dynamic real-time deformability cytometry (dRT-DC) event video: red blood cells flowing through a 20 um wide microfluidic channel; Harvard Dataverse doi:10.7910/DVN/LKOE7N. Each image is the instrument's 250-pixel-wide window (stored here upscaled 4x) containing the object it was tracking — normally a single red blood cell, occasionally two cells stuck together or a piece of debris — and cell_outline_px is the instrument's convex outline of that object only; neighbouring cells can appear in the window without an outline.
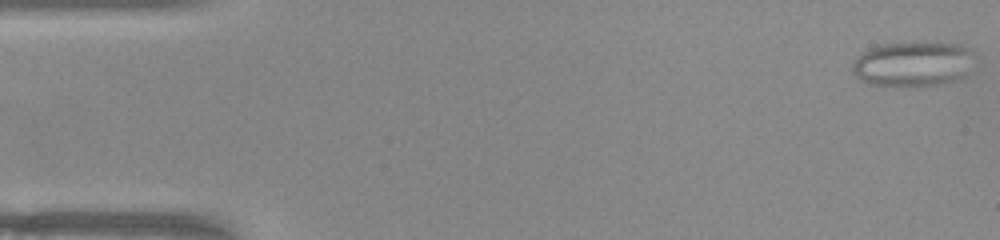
{"species": "common noctule bat (a hibernating species)", "species_latin": "Nyctalus noctula", "temperature_condition": "warm", "stored_images_in_passage": 15, "camera_frame_rate_fps": 3000, "um_per_image_px": 0.085, "animal": {"sex": "female", "body_mass_g": 22.0, "forearm_length_mm": 56.7}, "frame": {"image": 1, "passage_image": 1, "time_ms": 0.0, "image_size_px": [1000, 240], "cell_outline_px": [[972, 52], [964, 76], [960, 80], [948, 84], [868, 84], [860, 80], [852, 72], [852, 64], [868, 48], [876, 44], [928, 40], [960, 44], [968, 48]], "centroid_in_image_um": [77.58, 5.37], "position_along_channel_um": 7.4, "area_um2": 32.02}}
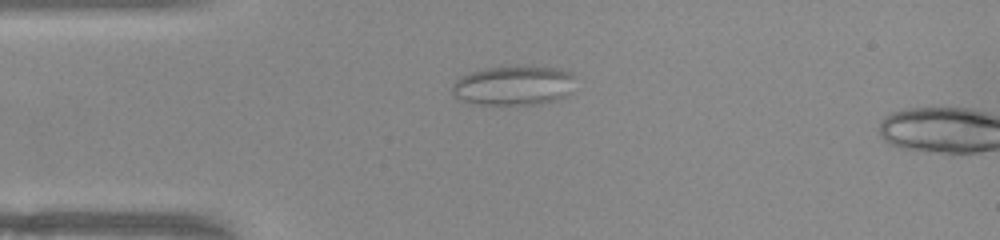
{"frame": {"image": 2, "passage_image": 12, "time_ms": 3.667, "image_size_px": [1000, 240], "cell_outline_px": [[576, 76], [564, 96], [556, 100], [536, 104], [476, 104], [460, 100], [452, 92], [452, 84], [460, 76], [472, 72], [488, 68], [516, 64], [560, 68]], "centroid_in_image_um": [43.63, 7.23], "position_along_channel_um": 41.4, "area_um2": 28.5}}